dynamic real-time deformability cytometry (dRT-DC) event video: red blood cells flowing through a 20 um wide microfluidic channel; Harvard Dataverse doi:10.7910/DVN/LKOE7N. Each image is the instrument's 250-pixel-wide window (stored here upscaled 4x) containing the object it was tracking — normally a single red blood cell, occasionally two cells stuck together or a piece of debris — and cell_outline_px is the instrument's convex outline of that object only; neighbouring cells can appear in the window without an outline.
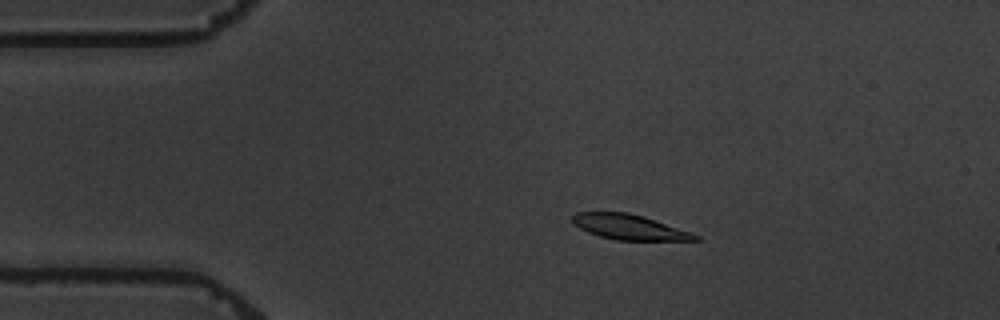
{"species": "common noctule bat (a hibernating species)", "species_latin": "Nyctalus noctula", "temperature_condition": "warm", "stored_images_in_passage": 4, "camera_frame_rate_fps": 3000, "um_per_image_px": 0.085, "animal": {"sex": "male", "body_mass_g": 19.5, "forearm_length_mm": 54.6}, "frame": {"image": 1, "passage_image": 3, "time_ms": 2.333, "image_size_px": [1000, 320], "cell_outline_px": [[704, 240], [616, 240], [600, 236], [588, 232], [580, 228], [572, 220], [572, 216], [576, 212], [628, 212], [644, 216], [692, 232], [700, 236]], "centroid_in_image_um": [53.54, 19.3], "position_along_channel_um": 31.5, "area_um2": 17.98}}